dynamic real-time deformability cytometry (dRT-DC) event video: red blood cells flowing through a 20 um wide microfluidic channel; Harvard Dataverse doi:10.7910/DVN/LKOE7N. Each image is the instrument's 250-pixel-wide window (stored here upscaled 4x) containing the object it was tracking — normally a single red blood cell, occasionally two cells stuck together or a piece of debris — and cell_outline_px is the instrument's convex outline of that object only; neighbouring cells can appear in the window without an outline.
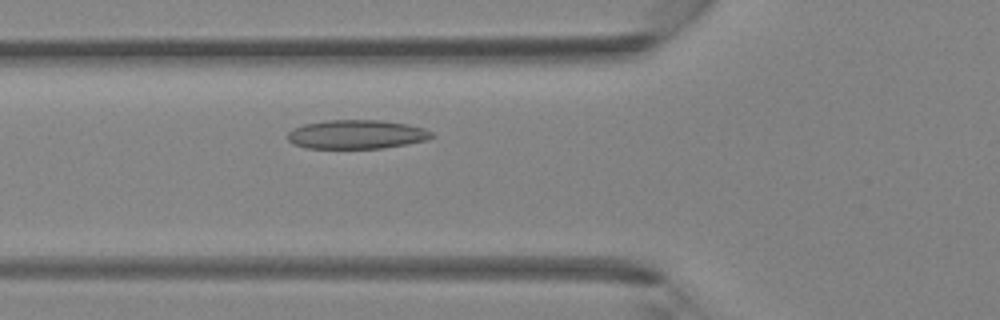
{"species": "Egyptian fruit bat (a non-hibernating species)", "species_latin": "Rousettus aegyptiacus", "temperature_condition": "room temperature", "stored_images_in_passage": 39, "camera_frame_rate_fps": 3000, "um_per_image_px": 0.085, "animal": {"sex": "female"}, "frame": {"image": 1, "passage_image": 11, "time_ms": 3.333, "image_size_px": [1000, 320], "cell_outline_px": [[436, 136], [428, 140], [384, 148], [304, 148], [292, 144], [288, 140], [288, 132], [292, 128], [304, 124], [324, 120], [380, 120], [408, 124], [424, 128], [432, 132]], "centroid_in_image_um": [30.31, 11.42], "position_along_channel_um": 95.5, "area_um2": 24.57}}
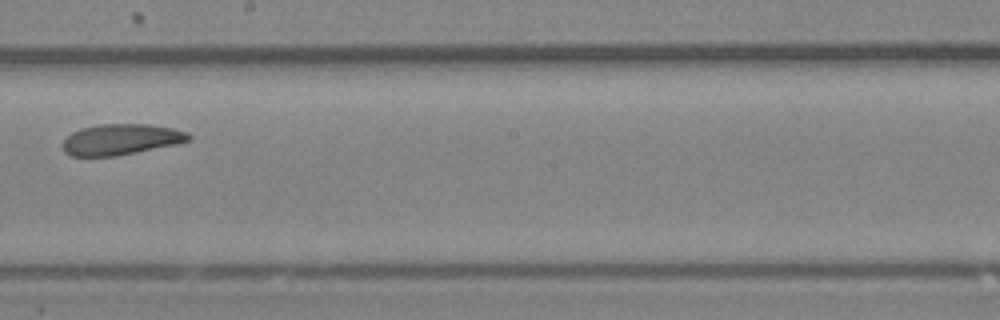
{"frame": {"image": 2, "passage_image": 20, "time_ms": 6.333, "image_size_px": [1000, 320], "cell_outline_px": [[192, 140], [116, 156], [72, 156], [64, 152], [64, 140], [72, 132], [80, 128], [100, 124], [148, 124], [172, 128], [188, 132], [192, 136]], "centroid_in_image_um": [10.28, 11.84], "position_along_channel_um": 237.9, "area_um2": 22.43}}
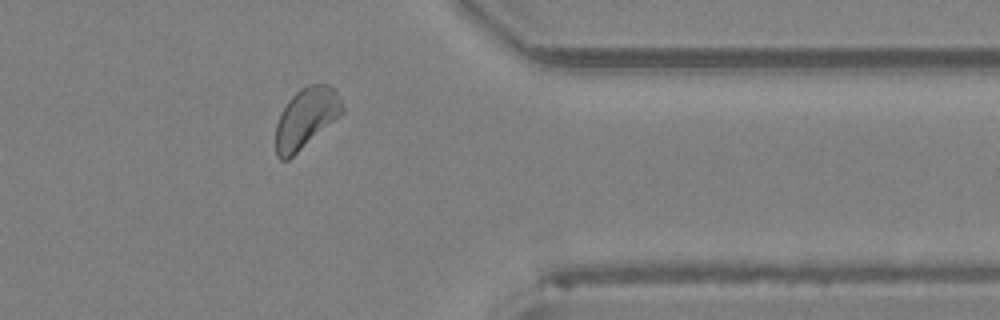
{"frame": {"image": 3, "passage_image": 30, "time_ms": 9.667, "image_size_px": [1000, 320], "cell_outline_px": [[344, 112], [340, 116], [288, 160], [280, 160], [276, 156], [276, 124], [280, 112], [288, 100], [304, 84], [328, 84], [336, 92], [344, 108]], "centroid_in_image_um": [25.99, 10.02], "position_along_channel_um": 385.4, "area_um2": 23.35}}